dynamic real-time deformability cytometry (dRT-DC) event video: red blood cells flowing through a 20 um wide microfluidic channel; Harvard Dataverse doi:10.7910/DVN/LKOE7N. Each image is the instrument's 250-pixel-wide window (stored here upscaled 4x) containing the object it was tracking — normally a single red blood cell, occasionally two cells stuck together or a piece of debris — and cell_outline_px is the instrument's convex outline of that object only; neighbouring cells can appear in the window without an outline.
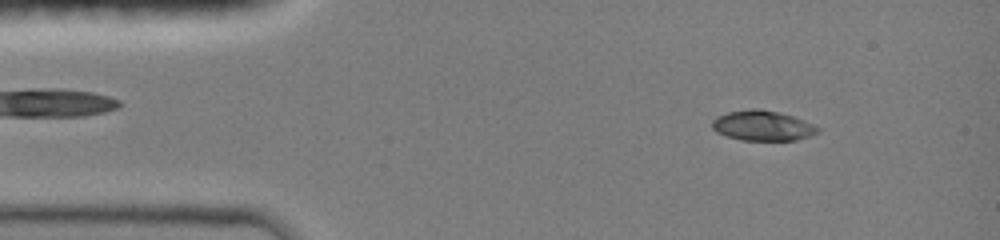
{"species": "common noctule bat (a hibernating species)", "species_latin": "Nyctalus noctula", "temperature_condition": "room temperature", "stored_images_in_passage": 8, "camera_frame_rate_fps": 3000, "um_per_image_px": 0.085, "animal": {"sex": "female", "body_mass_g": 19.0, "forearm_length_mm": 51.5}, "frame": {"image": 1, "passage_image": 5, "time_ms": 1.333, "image_size_px": [1000, 240], "cell_outline_px": [[820, 132], [796, 140], [740, 140], [716, 132], [712, 128], [712, 120], [716, 116], [728, 112], [748, 108], [760, 108], [780, 112], [792, 116], [812, 124], [820, 128]], "centroid_in_image_um": [64.79, 10.67], "position_along_channel_um": 20.2, "area_um2": 18.61}}
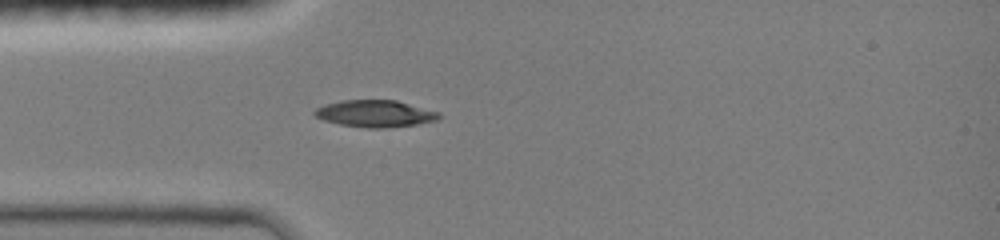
{"frame": {"image": 2, "passage_image": 8, "time_ms": 3.667, "image_size_px": [1000, 240], "cell_outline_px": [[440, 116], [436, 120], [416, 124], [384, 128], [368, 128], [340, 124], [324, 120], [316, 116], [312, 112], [316, 108], [324, 104], [340, 100], [396, 100], [440, 112]], "centroid_in_image_um": [31.86, 9.65], "position_along_channel_um": 53.1, "area_um2": 19.42}}